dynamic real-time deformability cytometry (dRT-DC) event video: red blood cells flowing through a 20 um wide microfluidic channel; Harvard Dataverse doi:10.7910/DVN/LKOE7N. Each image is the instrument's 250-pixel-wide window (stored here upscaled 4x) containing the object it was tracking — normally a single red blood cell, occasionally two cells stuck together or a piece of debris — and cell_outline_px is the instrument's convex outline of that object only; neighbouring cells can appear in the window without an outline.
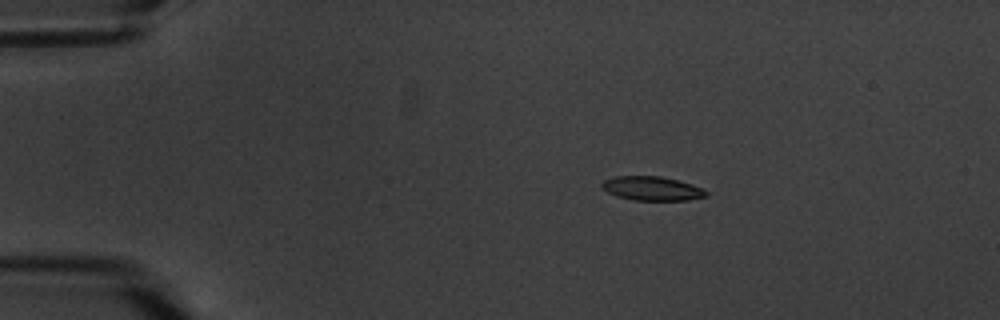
{"species": "common noctule bat (a hibernating species)", "species_latin": "Nyctalus noctula", "temperature_condition": "warm", "stored_images_in_passage": 4, "camera_frame_rate_fps": 3000, "um_per_image_px": 0.085, "animal": {"sex": "male", "body_mass_g": 20.1, "forearm_length_mm": 53.5}, "frame": {"image": 1, "passage_image": 2, "time_ms": 1.0, "image_size_px": [1000, 320], "cell_outline_px": [[708, 192], [704, 196], [688, 200], [632, 200], [616, 196], [600, 188], [600, 184], [604, 180], [616, 176], [660, 176], [692, 184], [704, 188]], "centroid_in_image_um": [55.38, 16.02], "position_along_channel_um": 29.6, "area_um2": 14.62}}